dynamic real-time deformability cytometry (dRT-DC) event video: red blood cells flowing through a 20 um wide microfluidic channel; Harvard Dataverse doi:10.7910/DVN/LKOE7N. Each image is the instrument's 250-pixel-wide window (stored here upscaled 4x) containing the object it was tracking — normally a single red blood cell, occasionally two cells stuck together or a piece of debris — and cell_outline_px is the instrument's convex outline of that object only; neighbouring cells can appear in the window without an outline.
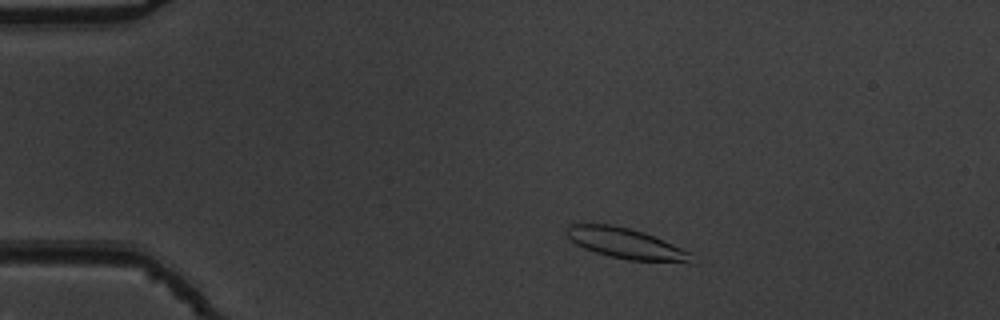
{"species": "common noctule bat (a hibernating species)", "species_latin": "Nyctalus noctula", "temperature_condition": "warm", "stored_images_in_passage": 51, "camera_frame_rate_fps": 3000, "um_per_image_px": 0.085, "animal": {"sex": "male", "body_mass_g": 19.5, "forearm_length_mm": 54.6}, "frame": {"image": 1, "passage_image": 7, "time_ms": 2.0, "image_size_px": [1000, 320], "cell_outline_px": [[692, 264], [688, 264], [628, 260], [596, 252], [584, 248], [576, 244], [564, 232], [572, 224], [612, 224], [644, 232], [692, 252]], "centroid_in_image_um": [53.29, 20.72], "position_along_channel_um": 31.7, "area_um2": 22.37}}
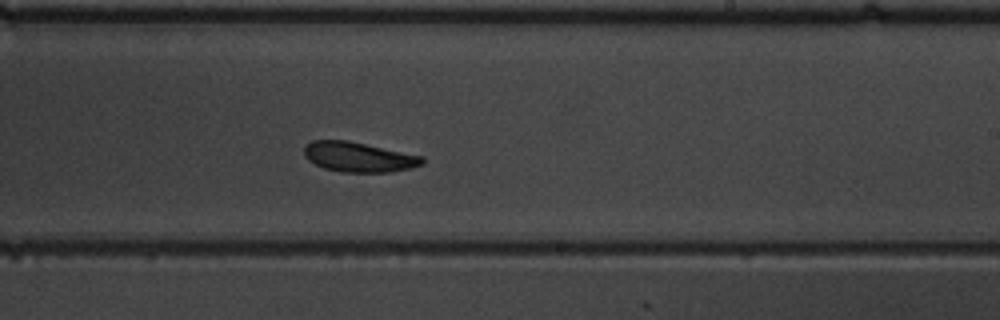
{"frame": {"image": 2, "passage_image": 30, "time_ms": 9.667, "image_size_px": [1000, 320], "cell_outline_px": [[424, 164], [412, 168], [392, 172], [340, 172], [324, 168], [308, 160], [304, 156], [304, 144], [312, 140], [348, 140], [424, 156]], "centroid_in_image_um": [30.5, 13.34], "position_along_channel_um": 258.5, "area_um2": 20.87}}
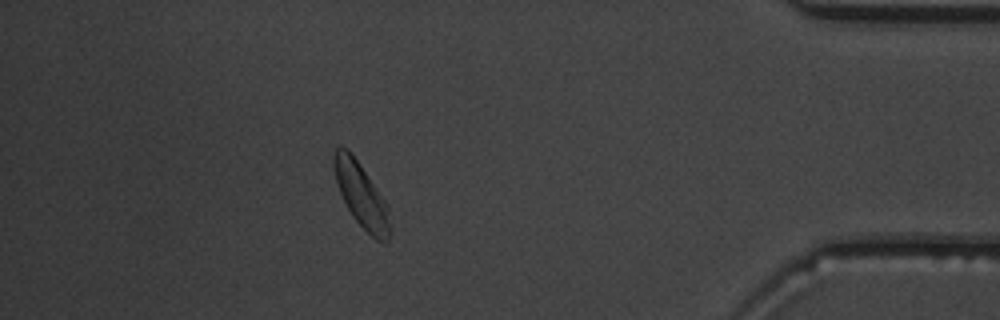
{"frame": {"image": 3, "passage_image": 45, "time_ms": 14.667, "image_size_px": [1000, 320], "cell_outline_px": [[392, 228], [388, 240], [384, 244], [376, 240], [352, 216], [340, 192], [336, 180], [332, 164], [332, 156], [336, 148], [348, 148], [352, 152], [388, 204]], "centroid_in_image_um": [30.74, 16.6], "position_along_channel_um": 404.5, "area_um2": 21.21}, "authors_computed_cell_mechanics": {"area_um2": 21.097, "velocity_mm_per_s": 3.7411, "shape_relaxation_time_tau1_ms": 3.2028, "shape_relaxation_time_tau2_ms": 3.7116, "deformation_change_tau1": 0.1279, "deformation_change_tau2": 0.0995}}